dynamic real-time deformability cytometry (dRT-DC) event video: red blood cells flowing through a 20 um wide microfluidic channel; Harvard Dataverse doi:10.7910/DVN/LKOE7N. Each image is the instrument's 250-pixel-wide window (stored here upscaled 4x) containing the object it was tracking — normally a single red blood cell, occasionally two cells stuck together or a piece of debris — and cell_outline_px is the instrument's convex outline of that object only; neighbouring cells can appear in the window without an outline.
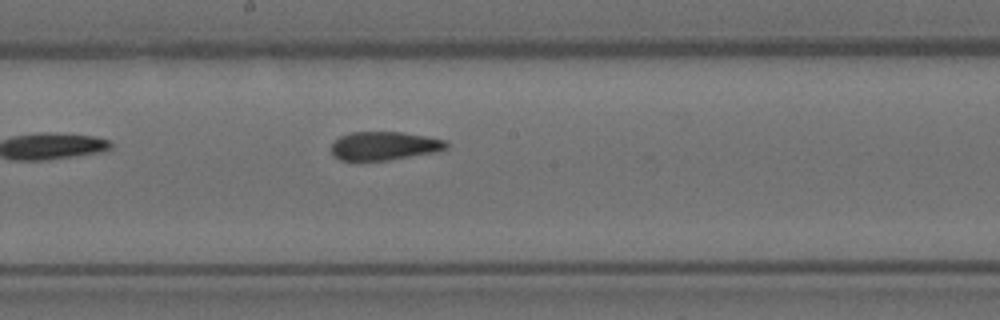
{"species": "Egyptian fruit bat (a non-hibernating species)", "species_latin": "Rousettus aegyptiacus", "temperature_condition": "room temperature", "stored_images_in_passage": 9, "camera_frame_rate_fps": 3000, "um_per_image_px": 0.085, "animal": {"sex": "female"}, "frame": {"image": 1, "passage_image": 9, "time_ms": 2.667, "image_size_px": [1000, 320], "cell_outline_px": [[448, 148], [432, 152], [388, 160], [340, 160], [332, 156], [332, 144], [340, 136], [352, 132], [404, 132], [444, 140], [448, 144]], "centroid_in_image_um": [32.62, 12.39], "position_along_channel_um": 215.6, "area_um2": 18.84}}